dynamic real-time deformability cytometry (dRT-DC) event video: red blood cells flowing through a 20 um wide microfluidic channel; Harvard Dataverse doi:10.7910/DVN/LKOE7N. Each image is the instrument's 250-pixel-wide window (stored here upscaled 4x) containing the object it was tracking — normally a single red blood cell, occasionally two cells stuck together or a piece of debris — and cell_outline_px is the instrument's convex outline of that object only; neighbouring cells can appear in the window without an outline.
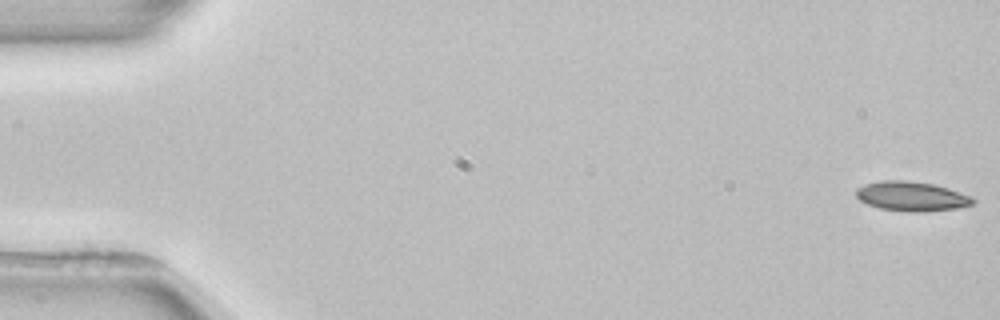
{"species": "common noctule bat (a hibernating species)", "species_latin": "Nyctalus noctula", "temperature_condition": "room temperature", "stored_images_in_passage": 4, "camera_frame_rate_fps": 3000, "um_per_image_px": 0.085, "animal": {"sex": "female", "body_mass_g": 22.7, "forearm_length_mm": 54.2}, "frame": {"image": 1, "passage_image": 1, "time_ms": 0.0, "image_size_px": [1000, 320], "cell_outline_px": [[976, 200], [972, 204], [956, 208], [924, 212], [908, 212], [880, 208], [868, 204], [860, 200], [856, 196], [856, 188], [864, 184], [880, 180], [908, 180], [932, 184], [948, 188], [972, 196]], "centroid_in_image_um": [77.47, 16.68], "position_along_channel_um": 7.5, "area_um2": 20.17}}
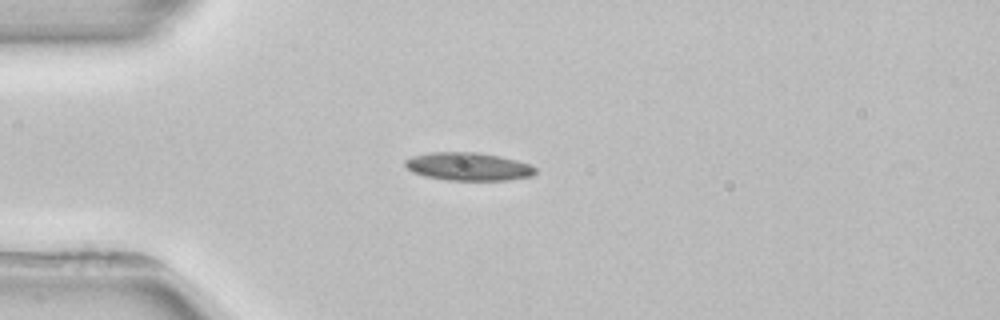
{"frame": {"image": 2, "passage_image": 4, "time_ms": 4.333, "image_size_px": [1000, 320], "cell_outline_px": [[536, 172], [532, 176], [508, 180], [448, 180], [424, 176], [412, 172], [404, 164], [404, 160], [412, 156], [432, 152], [476, 152], [500, 156], [516, 160], [528, 164], [536, 168]], "centroid_in_image_um": [39.79, 14.15], "position_along_channel_um": 45.2, "area_um2": 21.27}}